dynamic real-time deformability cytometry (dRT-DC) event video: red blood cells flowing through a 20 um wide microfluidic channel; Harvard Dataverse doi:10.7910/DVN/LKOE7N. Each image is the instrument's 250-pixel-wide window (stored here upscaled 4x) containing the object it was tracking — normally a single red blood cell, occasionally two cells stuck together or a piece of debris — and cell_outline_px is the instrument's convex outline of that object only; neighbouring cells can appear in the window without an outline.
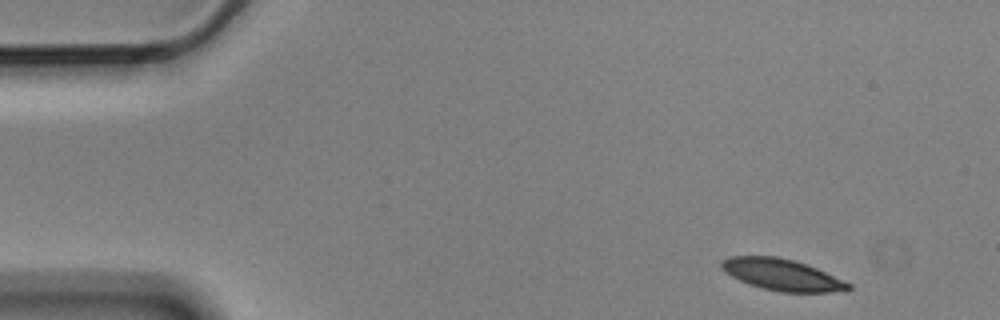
{"species": "Egyptian fruit bat (a non-hibernating species)", "species_latin": "Rousettus aegyptiacus", "temperature_condition": "cold", "stored_images_in_passage": 4, "camera_frame_rate_fps": 3000, "um_per_image_px": 0.085, "animal": {"sex": "male"}, "frame": {"image": 1, "passage_image": 1, "time_ms": 0.0, "image_size_px": [1000, 320], "cell_outline_px": [[852, 288], [848, 292], [780, 292], [760, 288], [748, 284], [732, 276], [720, 268], [720, 260], [728, 256], [776, 256], [808, 264], [852, 284]], "centroid_in_image_um": [66.49, 23.36], "position_along_channel_um": 18.5, "area_um2": 23.58}}
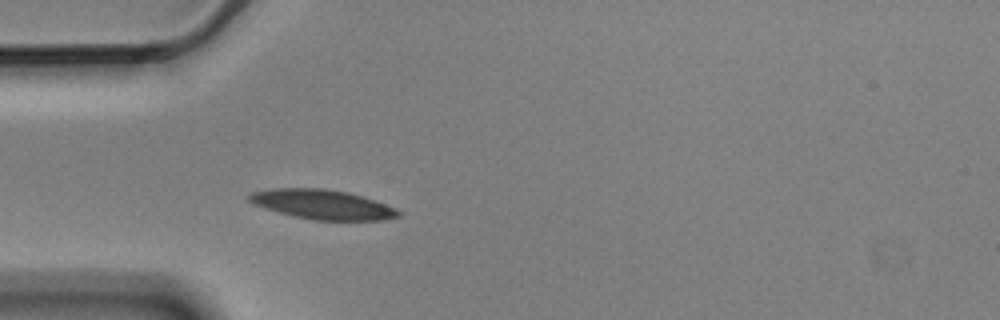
{"frame": {"image": 2, "passage_image": 4, "time_ms": 1.0, "image_size_px": [1000, 320], "cell_outline_px": [[400, 216], [384, 220], [316, 220], [292, 216], [264, 208], [248, 200], [244, 196], [252, 192], [272, 188], [324, 188], [348, 192], [396, 208], [400, 212]], "centroid_in_image_um": [27.36, 17.37], "position_along_channel_um": 57.6, "area_um2": 25.61}}